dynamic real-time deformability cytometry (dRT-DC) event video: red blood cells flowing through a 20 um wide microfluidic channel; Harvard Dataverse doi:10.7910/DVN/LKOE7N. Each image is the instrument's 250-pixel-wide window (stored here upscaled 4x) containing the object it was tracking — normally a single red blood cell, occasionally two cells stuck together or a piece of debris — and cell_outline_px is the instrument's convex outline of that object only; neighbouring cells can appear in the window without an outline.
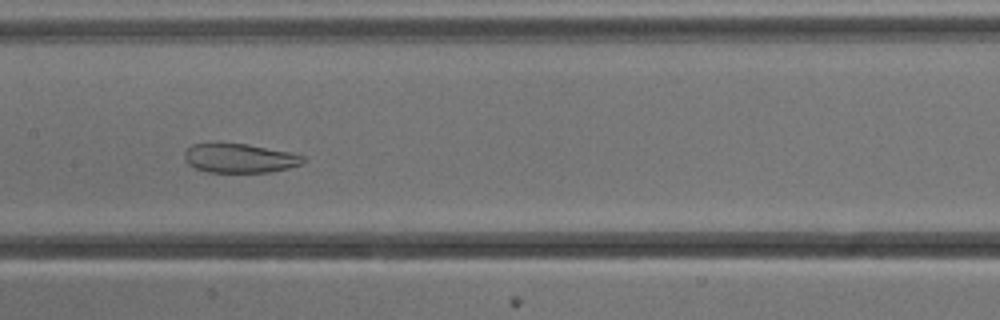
{"species": "common noctule bat (a hibernating species)", "species_latin": "Nyctalus noctula", "temperature_condition": "cold", "stored_images_in_passage": 54, "camera_frame_rate_fps": 3000, "um_per_image_px": 0.085, "animal": {"sex": "male", "body_mass_g": 13.3}, "frame": {"image": 1, "passage_image": 27, "time_ms": 8.667, "image_size_px": [1000, 320], "cell_outline_px": [[308, 160], [304, 164], [272, 172], [208, 172], [196, 168], [188, 164], [184, 160], [184, 152], [192, 144], [248, 144], [288, 152], [304, 156]], "centroid_in_image_um": [20.41, 13.46], "position_along_channel_um": 187.0, "area_um2": 20.11}}
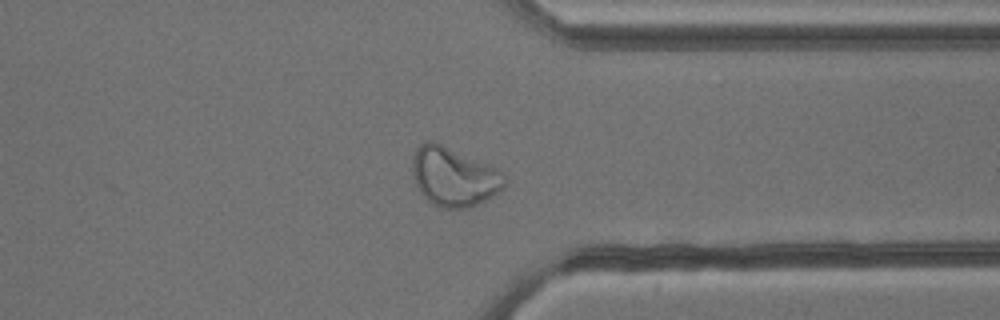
{"frame": {"image": 2, "passage_image": 42, "time_ms": 13.667, "image_size_px": [1000, 320], "cell_outline_px": [[508, 180], [504, 188], [492, 196], [468, 208], [440, 208], [432, 204], [420, 192], [416, 184], [412, 172], [412, 160], [416, 148], [420, 144], [428, 140], [432, 140], [496, 168]], "centroid_in_image_um": [38.55, 15.03], "position_along_channel_um": 372.8, "area_um2": 31.5}}
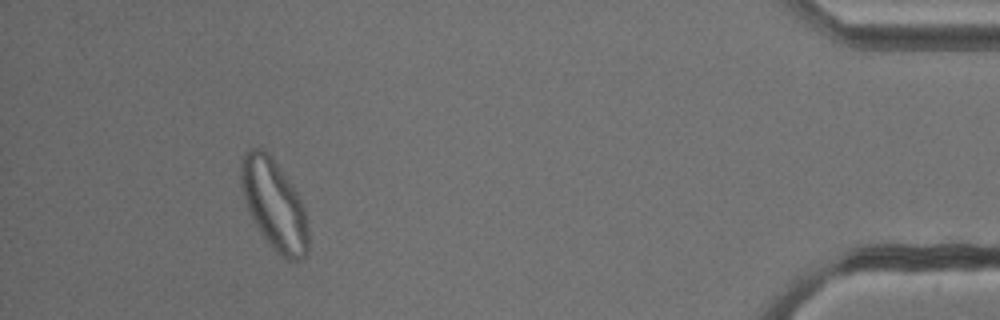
{"frame": {"image": 3, "passage_image": 50, "time_ms": 16.333, "image_size_px": [1000, 320], "cell_outline_px": [[308, 252], [300, 260], [288, 260], [280, 256], [272, 248], [260, 232], [248, 208], [244, 196], [240, 180], [240, 164], [244, 152], [248, 148], [256, 148], [272, 156], [296, 192], [304, 208], [308, 228]], "centroid_in_image_um": [23.3, 17.41], "position_along_channel_um": 411.9, "area_um2": 34.91}}